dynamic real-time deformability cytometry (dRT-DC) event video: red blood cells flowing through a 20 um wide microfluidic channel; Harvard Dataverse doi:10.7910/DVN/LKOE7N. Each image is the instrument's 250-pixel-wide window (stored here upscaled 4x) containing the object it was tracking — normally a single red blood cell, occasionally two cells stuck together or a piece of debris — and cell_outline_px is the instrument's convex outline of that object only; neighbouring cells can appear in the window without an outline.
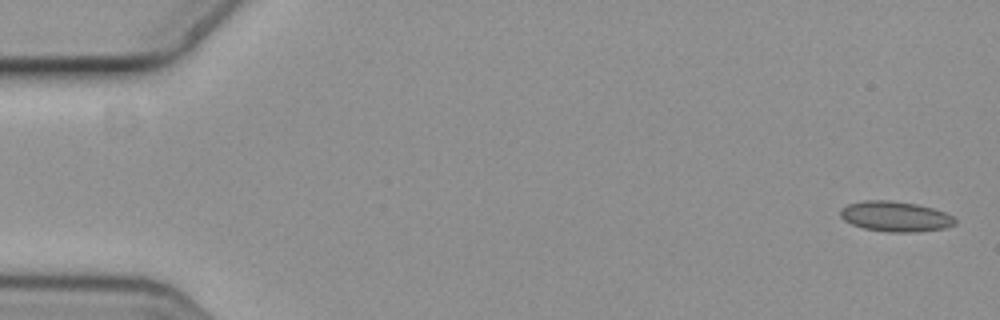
{"species": "common noctule bat (a hibernating species)", "species_latin": "Nyctalus noctula", "temperature_condition": "cold", "stored_images_in_passage": 7, "camera_frame_rate_fps": 3000, "um_per_image_px": 0.085, "animal": {"sex": "female", "body_mass_g": 19.3, "forearm_length_mm": 54.1}, "frame": {"image": 1, "passage_image": 1, "time_ms": 0.0, "image_size_px": [1000, 320], "cell_outline_px": [[956, 224], [944, 228], [916, 232], [888, 232], [864, 228], [852, 224], [844, 220], [840, 216], [840, 208], [848, 204], [864, 200], [892, 200], [916, 204], [932, 208], [944, 212], [952, 216], [956, 220]], "centroid_in_image_um": [76.09, 18.39], "position_along_channel_um": 8.9, "area_um2": 20.23}}
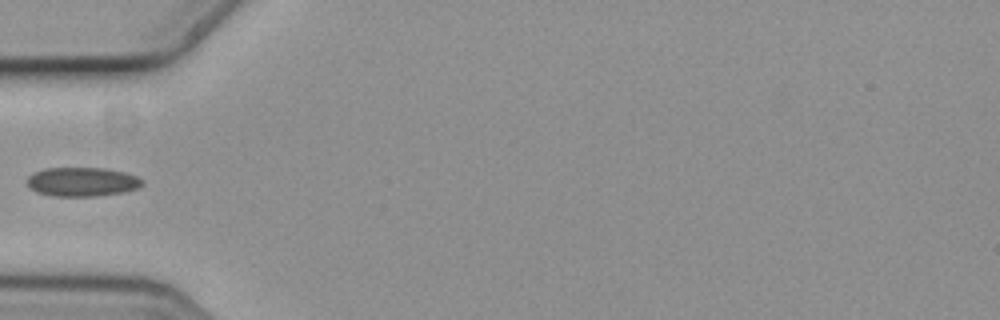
{"frame": {"image": 2, "passage_image": 6, "time_ms": 1.667, "image_size_px": [1000, 320], "cell_outline_px": [[144, 184], [136, 188], [124, 192], [96, 196], [52, 196], [36, 192], [28, 188], [24, 180], [28, 176], [44, 168], [104, 168], [124, 172], [136, 176], [144, 180]], "centroid_in_image_um": [6.94, 15.46], "position_along_channel_um": 78.1, "area_um2": 19.71}}
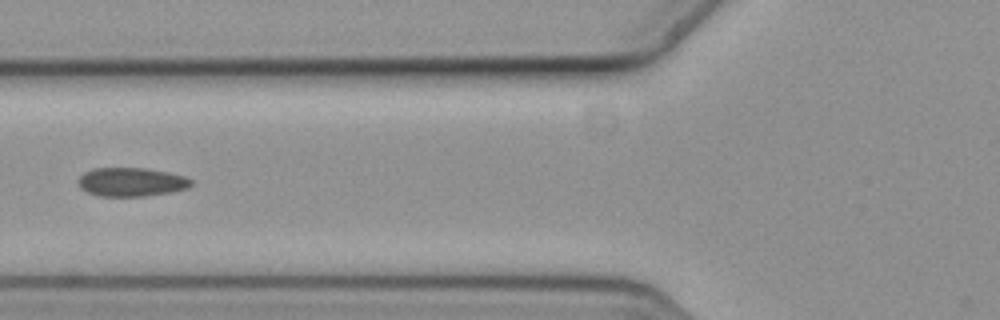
{"frame": {"image": 3, "passage_image": 7, "time_ms": 2.0, "image_size_px": [1000, 320], "cell_outline_px": [[192, 184], [188, 188], [172, 192], [144, 196], [100, 196], [88, 192], [80, 188], [80, 176], [84, 172], [92, 168], [148, 168], [168, 172], [184, 176], [192, 180]], "centroid_in_image_um": [11.19, 15.46], "position_along_channel_um": 114.6, "area_um2": 18.9}}